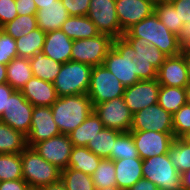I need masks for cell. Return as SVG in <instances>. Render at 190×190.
Segmentation results:
<instances>
[{"instance_id":"816d5d0a","label":"cell","mask_w":190,"mask_h":190,"mask_svg":"<svg viewBox=\"0 0 190 190\" xmlns=\"http://www.w3.org/2000/svg\"><path fill=\"white\" fill-rule=\"evenodd\" d=\"M40 188L41 190H66V186L61 180L56 183L42 186Z\"/></svg>"},{"instance_id":"f6af8a7d","label":"cell","mask_w":190,"mask_h":190,"mask_svg":"<svg viewBox=\"0 0 190 190\" xmlns=\"http://www.w3.org/2000/svg\"><path fill=\"white\" fill-rule=\"evenodd\" d=\"M18 15H36L37 7L34 0H15Z\"/></svg>"},{"instance_id":"6da1fadb","label":"cell","mask_w":190,"mask_h":190,"mask_svg":"<svg viewBox=\"0 0 190 190\" xmlns=\"http://www.w3.org/2000/svg\"><path fill=\"white\" fill-rule=\"evenodd\" d=\"M50 107L58 129L66 135L82 124L94 110L87 94L58 97Z\"/></svg>"},{"instance_id":"4fadbf2b","label":"cell","mask_w":190,"mask_h":190,"mask_svg":"<svg viewBox=\"0 0 190 190\" xmlns=\"http://www.w3.org/2000/svg\"><path fill=\"white\" fill-rule=\"evenodd\" d=\"M130 131H155L173 133L172 114L158 103L150 105L133 114Z\"/></svg>"},{"instance_id":"5bb4252c","label":"cell","mask_w":190,"mask_h":190,"mask_svg":"<svg viewBox=\"0 0 190 190\" xmlns=\"http://www.w3.org/2000/svg\"><path fill=\"white\" fill-rule=\"evenodd\" d=\"M73 143L66 134H60L41 141L33 146L35 151L61 171L68 167Z\"/></svg>"},{"instance_id":"6f0895ef","label":"cell","mask_w":190,"mask_h":190,"mask_svg":"<svg viewBox=\"0 0 190 190\" xmlns=\"http://www.w3.org/2000/svg\"><path fill=\"white\" fill-rule=\"evenodd\" d=\"M186 104L190 105V83L185 87Z\"/></svg>"},{"instance_id":"c3c4849f","label":"cell","mask_w":190,"mask_h":190,"mask_svg":"<svg viewBox=\"0 0 190 190\" xmlns=\"http://www.w3.org/2000/svg\"><path fill=\"white\" fill-rule=\"evenodd\" d=\"M177 43L181 49H185L190 44V25L183 23L180 32L177 34Z\"/></svg>"},{"instance_id":"f907efd6","label":"cell","mask_w":190,"mask_h":190,"mask_svg":"<svg viewBox=\"0 0 190 190\" xmlns=\"http://www.w3.org/2000/svg\"><path fill=\"white\" fill-rule=\"evenodd\" d=\"M182 190H190V169L181 174Z\"/></svg>"},{"instance_id":"e0dca14e","label":"cell","mask_w":190,"mask_h":190,"mask_svg":"<svg viewBox=\"0 0 190 190\" xmlns=\"http://www.w3.org/2000/svg\"><path fill=\"white\" fill-rule=\"evenodd\" d=\"M160 84L157 79L140 80L126 87L123 98L129 110L134 114L150 105L158 103Z\"/></svg>"},{"instance_id":"836d02e7","label":"cell","mask_w":190,"mask_h":190,"mask_svg":"<svg viewBox=\"0 0 190 190\" xmlns=\"http://www.w3.org/2000/svg\"><path fill=\"white\" fill-rule=\"evenodd\" d=\"M140 158L130 131L121 132L111 149L110 160Z\"/></svg>"},{"instance_id":"9a60e30c","label":"cell","mask_w":190,"mask_h":190,"mask_svg":"<svg viewBox=\"0 0 190 190\" xmlns=\"http://www.w3.org/2000/svg\"><path fill=\"white\" fill-rule=\"evenodd\" d=\"M130 132L139 157L142 160L168 153V149L175 139L173 133H162L155 131Z\"/></svg>"},{"instance_id":"4316f807","label":"cell","mask_w":190,"mask_h":190,"mask_svg":"<svg viewBox=\"0 0 190 190\" xmlns=\"http://www.w3.org/2000/svg\"><path fill=\"white\" fill-rule=\"evenodd\" d=\"M27 147V137L0 120V154H21Z\"/></svg>"},{"instance_id":"f35d334b","label":"cell","mask_w":190,"mask_h":190,"mask_svg":"<svg viewBox=\"0 0 190 190\" xmlns=\"http://www.w3.org/2000/svg\"><path fill=\"white\" fill-rule=\"evenodd\" d=\"M91 176L96 189L112 186L117 187L115 164L113 160L102 159Z\"/></svg>"},{"instance_id":"5b68a950","label":"cell","mask_w":190,"mask_h":190,"mask_svg":"<svg viewBox=\"0 0 190 190\" xmlns=\"http://www.w3.org/2000/svg\"><path fill=\"white\" fill-rule=\"evenodd\" d=\"M91 70L92 66L85 63L74 61L63 63L53 82L58 96L87 94Z\"/></svg>"},{"instance_id":"7bdbcfd3","label":"cell","mask_w":190,"mask_h":190,"mask_svg":"<svg viewBox=\"0 0 190 190\" xmlns=\"http://www.w3.org/2000/svg\"><path fill=\"white\" fill-rule=\"evenodd\" d=\"M70 16H87L90 0H61Z\"/></svg>"},{"instance_id":"bcb514c9","label":"cell","mask_w":190,"mask_h":190,"mask_svg":"<svg viewBox=\"0 0 190 190\" xmlns=\"http://www.w3.org/2000/svg\"><path fill=\"white\" fill-rule=\"evenodd\" d=\"M14 91L15 90L8 83L0 84V117L4 113V109H7L9 96Z\"/></svg>"},{"instance_id":"8fae6325","label":"cell","mask_w":190,"mask_h":190,"mask_svg":"<svg viewBox=\"0 0 190 190\" xmlns=\"http://www.w3.org/2000/svg\"><path fill=\"white\" fill-rule=\"evenodd\" d=\"M34 106L23 96L21 91L15 90L8 99L7 109L0 120L11 128L28 135L31 128Z\"/></svg>"},{"instance_id":"83f0119b","label":"cell","mask_w":190,"mask_h":190,"mask_svg":"<svg viewBox=\"0 0 190 190\" xmlns=\"http://www.w3.org/2000/svg\"><path fill=\"white\" fill-rule=\"evenodd\" d=\"M102 159L87 147L74 146L70 154L68 167L92 175Z\"/></svg>"},{"instance_id":"8d00e7d4","label":"cell","mask_w":190,"mask_h":190,"mask_svg":"<svg viewBox=\"0 0 190 190\" xmlns=\"http://www.w3.org/2000/svg\"><path fill=\"white\" fill-rule=\"evenodd\" d=\"M154 13L171 32L176 35L180 32L183 23H179L178 13L169 1H157Z\"/></svg>"},{"instance_id":"7a4b0ae2","label":"cell","mask_w":190,"mask_h":190,"mask_svg":"<svg viewBox=\"0 0 190 190\" xmlns=\"http://www.w3.org/2000/svg\"><path fill=\"white\" fill-rule=\"evenodd\" d=\"M122 37L144 38L167 57L178 55L182 50L178 46L177 35L166 28L155 13L134 24Z\"/></svg>"},{"instance_id":"8992f818","label":"cell","mask_w":190,"mask_h":190,"mask_svg":"<svg viewBox=\"0 0 190 190\" xmlns=\"http://www.w3.org/2000/svg\"><path fill=\"white\" fill-rule=\"evenodd\" d=\"M142 174L160 190H182L181 174L170 161L168 153L144 159Z\"/></svg>"},{"instance_id":"d4e9b609","label":"cell","mask_w":190,"mask_h":190,"mask_svg":"<svg viewBox=\"0 0 190 190\" xmlns=\"http://www.w3.org/2000/svg\"><path fill=\"white\" fill-rule=\"evenodd\" d=\"M7 83L17 91L33 77L28 58L15 57L6 65Z\"/></svg>"},{"instance_id":"e575fe53","label":"cell","mask_w":190,"mask_h":190,"mask_svg":"<svg viewBox=\"0 0 190 190\" xmlns=\"http://www.w3.org/2000/svg\"><path fill=\"white\" fill-rule=\"evenodd\" d=\"M168 157L180 174L190 169V146L175 138L168 149Z\"/></svg>"},{"instance_id":"9c48e42d","label":"cell","mask_w":190,"mask_h":190,"mask_svg":"<svg viewBox=\"0 0 190 190\" xmlns=\"http://www.w3.org/2000/svg\"><path fill=\"white\" fill-rule=\"evenodd\" d=\"M113 38L98 34L92 38L74 40L71 50V61L93 66L103 65L107 52L112 47Z\"/></svg>"},{"instance_id":"ee69618b","label":"cell","mask_w":190,"mask_h":190,"mask_svg":"<svg viewBox=\"0 0 190 190\" xmlns=\"http://www.w3.org/2000/svg\"><path fill=\"white\" fill-rule=\"evenodd\" d=\"M169 2L178 13L179 23L190 25V0H171Z\"/></svg>"},{"instance_id":"7c38bea8","label":"cell","mask_w":190,"mask_h":190,"mask_svg":"<svg viewBox=\"0 0 190 190\" xmlns=\"http://www.w3.org/2000/svg\"><path fill=\"white\" fill-rule=\"evenodd\" d=\"M87 17L96 25L100 34L116 39L121 37V27L115 0H90Z\"/></svg>"},{"instance_id":"f1b7e54d","label":"cell","mask_w":190,"mask_h":190,"mask_svg":"<svg viewBox=\"0 0 190 190\" xmlns=\"http://www.w3.org/2000/svg\"><path fill=\"white\" fill-rule=\"evenodd\" d=\"M29 62L33 76L52 83L56 79L62 66V63L47 57L42 51L37 52L29 59Z\"/></svg>"},{"instance_id":"4dcf8cb0","label":"cell","mask_w":190,"mask_h":190,"mask_svg":"<svg viewBox=\"0 0 190 190\" xmlns=\"http://www.w3.org/2000/svg\"><path fill=\"white\" fill-rule=\"evenodd\" d=\"M158 104L172 115L178 112L186 104L185 87L160 85Z\"/></svg>"},{"instance_id":"52a82bcc","label":"cell","mask_w":190,"mask_h":190,"mask_svg":"<svg viewBox=\"0 0 190 190\" xmlns=\"http://www.w3.org/2000/svg\"><path fill=\"white\" fill-rule=\"evenodd\" d=\"M125 87L104 65L93 66L87 95L93 107L112 99L123 97Z\"/></svg>"},{"instance_id":"484cf974","label":"cell","mask_w":190,"mask_h":190,"mask_svg":"<svg viewBox=\"0 0 190 190\" xmlns=\"http://www.w3.org/2000/svg\"><path fill=\"white\" fill-rule=\"evenodd\" d=\"M104 128L99 116L92 111V113L80 124L76 129L68 134L73 146L86 147L91 139Z\"/></svg>"},{"instance_id":"d590c367","label":"cell","mask_w":190,"mask_h":190,"mask_svg":"<svg viewBox=\"0 0 190 190\" xmlns=\"http://www.w3.org/2000/svg\"><path fill=\"white\" fill-rule=\"evenodd\" d=\"M23 179L21 154H0V181Z\"/></svg>"},{"instance_id":"44dd1931","label":"cell","mask_w":190,"mask_h":190,"mask_svg":"<svg viewBox=\"0 0 190 190\" xmlns=\"http://www.w3.org/2000/svg\"><path fill=\"white\" fill-rule=\"evenodd\" d=\"M73 40L61 29L46 33L42 52L54 61L65 63L71 61Z\"/></svg>"},{"instance_id":"11a10c76","label":"cell","mask_w":190,"mask_h":190,"mask_svg":"<svg viewBox=\"0 0 190 190\" xmlns=\"http://www.w3.org/2000/svg\"><path fill=\"white\" fill-rule=\"evenodd\" d=\"M7 83L6 65L0 64V84Z\"/></svg>"},{"instance_id":"d6a6232c","label":"cell","mask_w":190,"mask_h":190,"mask_svg":"<svg viewBox=\"0 0 190 190\" xmlns=\"http://www.w3.org/2000/svg\"><path fill=\"white\" fill-rule=\"evenodd\" d=\"M61 181L66 190H95L92 176L70 167L61 171Z\"/></svg>"},{"instance_id":"94428289","label":"cell","mask_w":190,"mask_h":190,"mask_svg":"<svg viewBox=\"0 0 190 190\" xmlns=\"http://www.w3.org/2000/svg\"><path fill=\"white\" fill-rule=\"evenodd\" d=\"M181 51H190V44L188 45V47H187V48L182 49Z\"/></svg>"},{"instance_id":"60d3db41","label":"cell","mask_w":190,"mask_h":190,"mask_svg":"<svg viewBox=\"0 0 190 190\" xmlns=\"http://www.w3.org/2000/svg\"><path fill=\"white\" fill-rule=\"evenodd\" d=\"M18 57L15 39L0 28V64L7 65Z\"/></svg>"},{"instance_id":"ba28073f","label":"cell","mask_w":190,"mask_h":190,"mask_svg":"<svg viewBox=\"0 0 190 190\" xmlns=\"http://www.w3.org/2000/svg\"><path fill=\"white\" fill-rule=\"evenodd\" d=\"M135 50V64L139 80L157 79V70L165 61L166 55L158 48L149 45L144 38H124Z\"/></svg>"},{"instance_id":"ab89813d","label":"cell","mask_w":190,"mask_h":190,"mask_svg":"<svg viewBox=\"0 0 190 190\" xmlns=\"http://www.w3.org/2000/svg\"><path fill=\"white\" fill-rule=\"evenodd\" d=\"M174 138H180L190 131V105L185 104L172 115Z\"/></svg>"},{"instance_id":"3957f363","label":"cell","mask_w":190,"mask_h":190,"mask_svg":"<svg viewBox=\"0 0 190 190\" xmlns=\"http://www.w3.org/2000/svg\"><path fill=\"white\" fill-rule=\"evenodd\" d=\"M135 50L123 38L113 39L112 47L107 52L103 65L113 73L126 88L140 80L137 77Z\"/></svg>"},{"instance_id":"74e56055","label":"cell","mask_w":190,"mask_h":190,"mask_svg":"<svg viewBox=\"0 0 190 190\" xmlns=\"http://www.w3.org/2000/svg\"><path fill=\"white\" fill-rule=\"evenodd\" d=\"M38 28L35 15H18L11 22L5 24L1 29L14 39L28 34Z\"/></svg>"},{"instance_id":"7402d4cb","label":"cell","mask_w":190,"mask_h":190,"mask_svg":"<svg viewBox=\"0 0 190 190\" xmlns=\"http://www.w3.org/2000/svg\"><path fill=\"white\" fill-rule=\"evenodd\" d=\"M115 178L117 187L129 190L137 181L143 178L141 158H128L115 160Z\"/></svg>"},{"instance_id":"680465c9","label":"cell","mask_w":190,"mask_h":190,"mask_svg":"<svg viewBox=\"0 0 190 190\" xmlns=\"http://www.w3.org/2000/svg\"><path fill=\"white\" fill-rule=\"evenodd\" d=\"M95 190H122V189H119L118 187H108V188H98V189H95Z\"/></svg>"},{"instance_id":"d6986e66","label":"cell","mask_w":190,"mask_h":190,"mask_svg":"<svg viewBox=\"0 0 190 190\" xmlns=\"http://www.w3.org/2000/svg\"><path fill=\"white\" fill-rule=\"evenodd\" d=\"M157 81L162 86L186 87L189 84L187 66L182 53L166 57L157 70Z\"/></svg>"},{"instance_id":"f546056e","label":"cell","mask_w":190,"mask_h":190,"mask_svg":"<svg viewBox=\"0 0 190 190\" xmlns=\"http://www.w3.org/2000/svg\"><path fill=\"white\" fill-rule=\"evenodd\" d=\"M46 32L39 27L26 35L15 39L18 57L32 58L37 52L43 50Z\"/></svg>"},{"instance_id":"2e32d148","label":"cell","mask_w":190,"mask_h":190,"mask_svg":"<svg viewBox=\"0 0 190 190\" xmlns=\"http://www.w3.org/2000/svg\"><path fill=\"white\" fill-rule=\"evenodd\" d=\"M157 0H115V8L121 27V37L134 24L155 12Z\"/></svg>"},{"instance_id":"91938a15","label":"cell","mask_w":190,"mask_h":190,"mask_svg":"<svg viewBox=\"0 0 190 190\" xmlns=\"http://www.w3.org/2000/svg\"><path fill=\"white\" fill-rule=\"evenodd\" d=\"M26 190H41L40 187H31V186H28V188Z\"/></svg>"},{"instance_id":"ffe728a7","label":"cell","mask_w":190,"mask_h":190,"mask_svg":"<svg viewBox=\"0 0 190 190\" xmlns=\"http://www.w3.org/2000/svg\"><path fill=\"white\" fill-rule=\"evenodd\" d=\"M20 91L34 107H50L59 97L52 82L44 81L35 76Z\"/></svg>"},{"instance_id":"ac0fdd59","label":"cell","mask_w":190,"mask_h":190,"mask_svg":"<svg viewBox=\"0 0 190 190\" xmlns=\"http://www.w3.org/2000/svg\"><path fill=\"white\" fill-rule=\"evenodd\" d=\"M49 106H35L32 112L31 128L27 137V146L33 147L35 144L60 135Z\"/></svg>"},{"instance_id":"f5cc1de1","label":"cell","mask_w":190,"mask_h":190,"mask_svg":"<svg viewBox=\"0 0 190 190\" xmlns=\"http://www.w3.org/2000/svg\"><path fill=\"white\" fill-rule=\"evenodd\" d=\"M181 53L184 57V60L187 66L188 79L190 83V51H181Z\"/></svg>"},{"instance_id":"30bf717a","label":"cell","mask_w":190,"mask_h":190,"mask_svg":"<svg viewBox=\"0 0 190 190\" xmlns=\"http://www.w3.org/2000/svg\"><path fill=\"white\" fill-rule=\"evenodd\" d=\"M94 112L99 116L104 128L114 129L120 132L130 131L133 113L125 104L123 97L96 104L94 106Z\"/></svg>"},{"instance_id":"277c9868","label":"cell","mask_w":190,"mask_h":190,"mask_svg":"<svg viewBox=\"0 0 190 190\" xmlns=\"http://www.w3.org/2000/svg\"><path fill=\"white\" fill-rule=\"evenodd\" d=\"M22 176L31 187H42L61 180V170L41 157L33 147L21 153Z\"/></svg>"},{"instance_id":"603a6c76","label":"cell","mask_w":190,"mask_h":190,"mask_svg":"<svg viewBox=\"0 0 190 190\" xmlns=\"http://www.w3.org/2000/svg\"><path fill=\"white\" fill-rule=\"evenodd\" d=\"M35 16L37 26L47 33L60 29L70 15L61 0H55L54 4L38 9Z\"/></svg>"},{"instance_id":"db71d44e","label":"cell","mask_w":190,"mask_h":190,"mask_svg":"<svg viewBox=\"0 0 190 190\" xmlns=\"http://www.w3.org/2000/svg\"><path fill=\"white\" fill-rule=\"evenodd\" d=\"M37 9H42L43 6L54 4L55 0H34Z\"/></svg>"},{"instance_id":"9f6ffc18","label":"cell","mask_w":190,"mask_h":190,"mask_svg":"<svg viewBox=\"0 0 190 190\" xmlns=\"http://www.w3.org/2000/svg\"><path fill=\"white\" fill-rule=\"evenodd\" d=\"M180 139L186 143L188 146H190V131L185 133L183 136L180 137Z\"/></svg>"},{"instance_id":"b9f144b4","label":"cell","mask_w":190,"mask_h":190,"mask_svg":"<svg viewBox=\"0 0 190 190\" xmlns=\"http://www.w3.org/2000/svg\"><path fill=\"white\" fill-rule=\"evenodd\" d=\"M17 16L15 0H0V28Z\"/></svg>"},{"instance_id":"681fc988","label":"cell","mask_w":190,"mask_h":190,"mask_svg":"<svg viewBox=\"0 0 190 190\" xmlns=\"http://www.w3.org/2000/svg\"><path fill=\"white\" fill-rule=\"evenodd\" d=\"M129 190H160V189L151 181L145 178H141Z\"/></svg>"},{"instance_id":"cb8c5ba5","label":"cell","mask_w":190,"mask_h":190,"mask_svg":"<svg viewBox=\"0 0 190 190\" xmlns=\"http://www.w3.org/2000/svg\"><path fill=\"white\" fill-rule=\"evenodd\" d=\"M60 29L73 41L100 34L96 25L87 16H69Z\"/></svg>"},{"instance_id":"1f68e13d","label":"cell","mask_w":190,"mask_h":190,"mask_svg":"<svg viewBox=\"0 0 190 190\" xmlns=\"http://www.w3.org/2000/svg\"><path fill=\"white\" fill-rule=\"evenodd\" d=\"M120 131L103 128L97 135L89 141L87 148L101 159H109L111 149L114 147L117 136Z\"/></svg>"},{"instance_id":"7dc6e473","label":"cell","mask_w":190,"mask_h":190,"mask_svg":"<svg viewBox=\"0 0 190 190\" xmlns=\"http://www.w3.org/2000/svg\"><path fill=\"white\" fill-rule=\"evenodd\" d=\"M28 186L24 179L0 181V190H26Z\"/></svg>"}]
</instances>
